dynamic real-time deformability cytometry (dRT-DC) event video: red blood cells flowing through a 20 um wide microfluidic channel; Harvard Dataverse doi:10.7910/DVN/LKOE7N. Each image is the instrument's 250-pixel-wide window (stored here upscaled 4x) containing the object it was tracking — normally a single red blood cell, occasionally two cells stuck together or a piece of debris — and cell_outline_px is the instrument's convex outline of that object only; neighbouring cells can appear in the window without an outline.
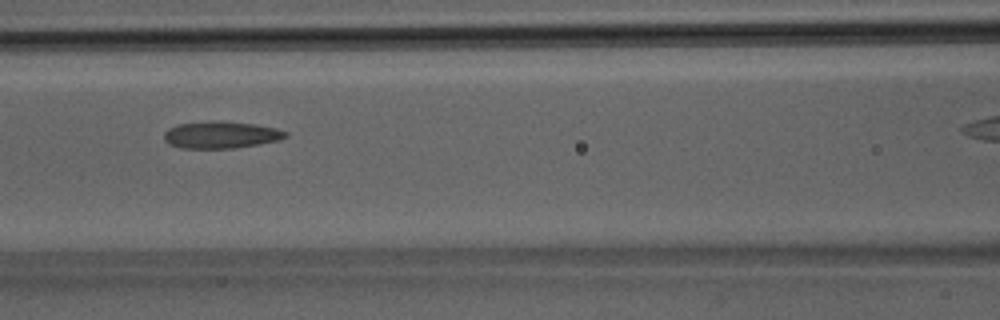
{"species": "Egyptian fruit bat (a non-hibernating species)", "species_latin": "Rousettus aegyptiacus", "temperature_condition": "room temperature", "stored_images_in_passage": 28, "camera_frame_rate_fps": 3000, "um_per_image_px": 0.085, "animal": {"sex": "male"}, "frame": {"image": 1, "passage_image": 13, "time_ms": 4.0, "image_size_px": [1000, 320], "cell_outline_px": [[288, 136], [280, 140], [260, 144], [236, 148], [180, 148], [168, 144], [164, 140], [164, 132], [168, 128], [176, 124], [220, 120], [256, 124], [276, 128], [288, 132]], "centroid_in_image_um": [18.78, 11.46], "position_along_channel_um": 147.8, "area_um2": 19.42}}
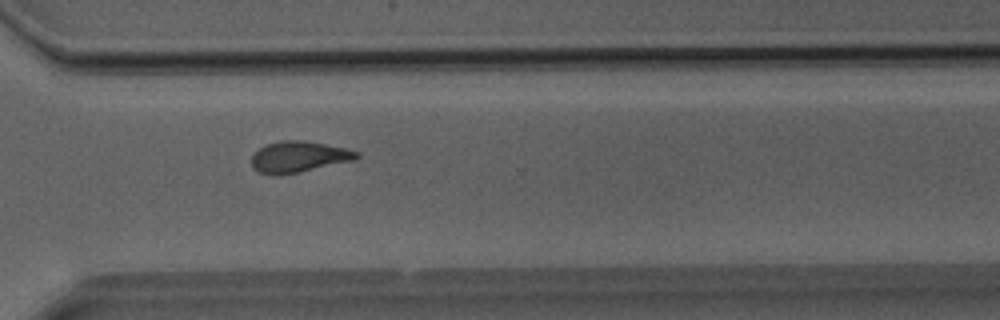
{"frame": {"image": 2, "passage_image": 24, "time_ms": 7.667, "image_size_px": [1000, 320], "cell_outline_px": [[360, 156], [356, 160], [280, 176], [276, 176], [256, 172], [252, 168], [252, 156], [260, 148], [268, 144], [280, 140], [304, 140], [344, 148], [360, 152]], "centroid_in_image_um": [25.39, 13.35], "position_along_channel_um": 345.2, "area_um2": 19.19}}